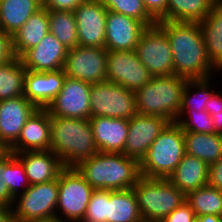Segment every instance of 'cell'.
Returning a JSON list of instances; mask_svg holds the SVG:
<instances>
[{
  "instance_id": "1",
  "label": "cell",
  "mask_w": 222,
  "mask_h": 222,
  "mask_svg": "<svg viewBox=\"0 0 222 222\" xmlns=\"http://www.w3.org/2000/svg\"><path fill=\"white\" fill-rule=\"evenodd\" d=\"M171 45L174 74L188 80L213 77L217 71L206 51L199 22L157 21Z\"/></svg>"
},
{
  "instance_id": "10",
  "label": "cell",
  "mask_w": 222,
  "mask_h": 222,
  "mask_svg": "<svg viewBox=\"0 0 222 222\" xmlns=\"http://www.w3.org/2000/svg\"><path fill=\"white\" fill-rule=\"evenodd\" d=\"M134 51L152 77L174 74L170 42L157 24L147 27L142 32Z\"/></svg>"
},
{
  "instance_id": "5",
  "label": "cell",
  "mask_w": 222,
  "mask_h": 222,
  "mask_svg": "<svg viewBox=\"0 0 222 222\" xmlns=\"http://www.w3.org/2000/svg\"><path fill=\"white\" fill-rule=\"evenodd\" d=\"M185 154L184 131L177 122H169L140 162V174L168 179Z\"/></svg>"
},
{
  "instance_id": "17",
  "label": "cell",
  "mask_w": 222,
  "mask_h": 222,
  "mask_svg": "<svg viewBox=\"0 0 222 222\" xmlns=\"http://www.w3.org/2000/svg\"><path fill=\"white\" fill-rule=\"evenodd\" d=\"M38 108L24 96L0 101V143L9 149Z\"/></svg>"
},
{
  "instance_id": "21",
  "label": "cell",
  "mask_w": 222,
  "mask_h": 222,
  "mask_svg": "<svg viewBox=\"0 0 222 222\" xmlns=\"http://www.w3.org/2000/svg\"><path fill=\"white\" fill-rule=\"evenodd\" d=\"M89 122L99 152H123L127 141L129 120L98 116L91 117Z\"/></svg>"
},
{
  "instance_id": "33",
  "label": "cell",
  "mask_w": 222,
  "mask_h": 222,
  "mask_svg": "<svg viewBox=\"0 0 222 222\" xmlns=\"http://www.w3.org/2000/svg\"><path fill=\"white\" fill-rule=\"evenodd\" d=\"M211 80V77L206 79L187 80L182 93L180 111L194 110L200 112L206 110L208 112V99L215 93V89L212 90L209 87L213 85V80Z\"/></svg>"
},
{
  "instance_id": "16",
  "label": "cell",
  "mask_w": 222,
  "mask_h": 222,
  "mask_svg": "<svg viewBox=\"0 0 222 222\" xmlns=\"http://www.w3.org/2000/svg\"><path fill=\"white\" fill-rule=\"evenodd\" d=\"M147 26L132 17L107 11L105 49L107 51L135 50Z\"/></svg>"
},
{
  "instance_id": "14",
  "label": "cell",
  "mask_w": 222,
  "mask_h": 222,
  "mask_svg": "<svg viewBox=\"0 0 222 222\" xmlns=\"http://www.w3.org/2000/svg\"><path fill=\"white\" fill-rule=\"evenodd\" d=\"M107 11L100 0H87L75 8L79 46L105 48Z\"/></svg>"
},
{
  "instance_id": "46",
  "label": "cell",
  "mask_w": 222,
  "mask_h": 222,
  "mask_svg": "<svg viewBox=\"0 0 222 222\" xmlns=\"http://www.w3.org/2000/svg\"><path fill=\"white\" fill-rule=\"evenodd\" d=\"M211 119L213 120V126L215 134L222 135V112L213 113Z\"/></svg>"
},
{
  "instance_id": "23",
  "label": "cell",
  "mask_w": 222,
  "mask_h": 222,
  "mask_svg": "<svg viewBox=\"0 0 222 222\" xmlns=\"http://www.w3.org/2000/svg\"><path fill=\"white\" fill-rule=\"evenodd\" d=\"M199 24L207 56L212 66L220 72L222 71V0H212L209 14Z\"/></svg>"
},
{
  "instance_id": "9",
  "label": "cell",
  "mask_w": 222,
  "mask_h": 222,
  "mask_svg": "<svg viewBox=\"0 0 222 222\" xmlns=\"http://www.w3.org/2000/svg\"><path fill=\"white\" fill-rule=\"evenodd\" d=\"M90 107L91 117L129 120L137 113L134 91L108 81L91 84Z\"/></svg>"
},
{
  "instance_id": "18",
  "label": "cell",
  "mask_w": 222,
  "mask_h": 222,
  "mask_svg": "<svg viewBox=\"0 0 222 222\" xmlns=\"http://www.w3.org/2000/svg\"><path fill=\"white\" fill-rule=\"evenodd\" d=\"M67 52L68 49L49 32L38 45L25 51L19 58L26 70L49 72L63 68Z\"/></svg>"
},
{
  "instance_id": "13",
  "label": "cell",
  "mask_w": 222,
  "mask_h": 222,
  "mask_svg": "<svg viewBox=\"0 0 222 222\" xmlns=\"http://www.w3.org/2000/svg\"><path fill=\"white\" fill-rule=\"evenodd\" d=\"M152 78L148 69L140 62L134 50L108 51L107 81L128 90L137 91Z\"/></svg>"
},
{
  "instance_id": "24",
  "label": "cell",
  "mask_w": 222,
  "mask_h": 222,
  "mask_svg": "<svg viewBox=\"0 0 222 222\" xmlns=\"http://www.w3.org/2000/svg\"><path fill=\"white\" fill-rule=\"evenodd\" d=\"M209 165L185 154L168 180L185 194L207 185Z\"/></svg>"
},
{
  "instance_id": "27",
  "label": "cell",
  "mask_w": 222,
  "mask_h": 222,
  "mask_svg": "<svg viewBox=\"0 0 222 222\" xmlns=\"http://www.w3.org/2000/svg\"><path fill=\"white\" fill-rule=\"evenodd\" d=\"M187 155L205 161L209 166L222 158V135L184 131Z\"/></svg>"
},
{
  "instance_id": "37",
  "label": "cell",
  "mask_w": 222,
  "mask_h": 222,
  "mask_svg": "<svg viewBox=\"0 0 222 222\" xmlns=\"http://www.w3.org/2000/svg\"><path fill=\"white\" fill-rule=\"evenodd\" d=\"M108 216V190L95 189L86 209L82 222H107Z\"/></svg>"
},
{
  "instance_id": "34",
  "label": "cell",
  "mask_w": 222,
  "mask_h": 222,
  "mask_svg": "<svg viewBox=\"0 0 222 222\" xmlns=\"http://www.w3.org/2000/svg\"><path fill=\"white\" fill-rule=\"evenodd\" d=\"M30 185L22 161L14 153L8 151L6 153V186L12 197L15 199Z\"/></svg>"
},
{
  "instance_id": "41",
  "label": "cell",
  "mask_w": 222,
  "mask_h": 222,
  "mask_svg": "<svg viewBox=\"0 0 222 222\" xmlns=\"http://www.w3.org/2000/svg\"><path fill=\"white\" fill-rule=\"evenodd\" d=\"M87 0H45L42 6L47 10L74 11L75 8Z\"/></svg>"
},
{
  "instance_id": "8",
  "label": "cell",
  "mask_w": 222,
  "mask_h": 222,
  "mask_svg": "<svg viewBox=\"0 0 222 222\" xmlns=\"http://www.w3.org/2000/svg\"><path fill=\"white\" fill-rule=\"evenodd\" d=\"M57 201L58 178L30 185L14 199L12 210L17 222H52L56 221Z\"/></svg>"
},
{
  "instance_id": "25",
  "label": "cell",
  "mask_w": 222,
  "mask_h": 222,
  "mask_svg": "<svg viewBox=\"0 0 222 222\" xmlns=\"http://www.w3.org/2000/svg\"><path fill=\"white\" fill-rule=\"evenodd\" d=\"M49 32L48 10L42 6L12 36L14 56L19 58L25 51L38 45Z\"/></svg>"
},
{
  "instance_id": "7",
  "label": "cell",
  "mask_w": 222,
  "mask_h": 222,
  "mask_svg": "<svg viewBox=\"0 0 222 222\" xmlns=\"http://www.w3.org/2000/svg\"><path fill=\"white\" fill-rule=\"evenodd\" d=\"M93 190L75 167H65L58 176L56 221L82 222Z\"/></svg>"
},
{
  "instance_id": "20",
  "label": "cell",
  "mask_w": 222,
  "mask_h": 222,
  "mask_svg": "<svg viewBox=\"0 0 222 222\" xmlns=\"http://www.w3.org/2000/svg\"><path fill=\"white\" fill-rule=\"evenodd\" d=\"M50 114L37 109L26 121L17 141L8 149L11 153L50 150Z\"/></svg>"
},
{
  "instance_id": "6",
  "label": "cell",
  "mask_w": 222,
  "mask_h": 222,
  "mask_svg": "<svg viewBox=\"0 0 222 222\" xmlns=\"http://www.w3.org/2000/svg\"><path fill=\"white\" fill-rule=\"evenodd\" d=\"M132 189L142 219L162 221L186 201V194L168 179L141 176Z\"/></svg>"
},
{
  "instance_id": "22",
  "label": "cell",
  "mask_w": 222,
  "mask_h": 222,
  "mask_svg": "<svg viewBox=\"0 0 222 222\" xmlns=\"http://www.w3.org/2000/svg\"><path fill=\"white\" fill-rule=\"evenodd\" d=\"M15 155L22 161L31 185L56 180L65 168L51 150L23 151Z\"/></svg>"
},
{
  "instance_id": "12",
  "label": "cell",
  "mask_w": 222,
  "mask_h": 222,
  "mask_svg": "<svg viewBox=\"0 0 222 222\" xmlns=\"http://www.w3.org/2000/svg\"><path fill=\"white\" fill-rule=\"evenodd\" d=\"M91 84L66 76L63 87L46 110L51 116L90 119Z\"/></svg>"
},
{
  "instance_id": "36",
  "label": "cell",
  "mask_w": 222,
  "mask_h": 222,
  "mask_svg": "<svg viewBox=\"0 0 222 222\" xmlns=\"http://www.w3.org/2000/svg\"><path fill=\"white\" fill-rule=\"evenodd\" d=\"M176 122L183 131L207 134L215 133L213 120L206 110L200 112L194 110L180 111Z\"/></svg>"
},
{
  "instance_id": "49",
  "label": "cell",
  "mask_w": 222,
  "mask_h": 222,
  "mask_svg": "<svg viewBox=\"0 0 222 222\" xmlns=\"http://www.w3.org/2000/svg\"><path fill=\"white\" fill-rule=\"evenodd\" d=\"M138 222H161V221H155V220H149V219H140Z\"/></svg>"
},
{
  "instance_id": "47",
  "label": "cell",
  "mask_w": 222,
  "mask_h": 222,
  "mask_svg": "<svg viewBox=\"0 0 222 222\" xmlns=\"http://www.w3.org/2000/svg\"><path fill=\"white\" fill-rule=\"evenodd\" d=\"M196 222H221V217L207 214L197 217Z\"/></svg>"
},
{
  "instance_id": "45",
  "label": "cell",
  "mask_w": 222,
  "mask_h": 222,
  "mask_svg": "<svg viewBox=\"0 0 222 222\" xmlns=\"http://www.w3.org/2000/svg\"><path fill=\"white\" fill-rule=\"evenodd\" d=\"M0 222H17L12 208L0 206Z\"/></svg>"
},
{
  "instance_id": "42",
  "label": "cell",
  "mask_w": 222,
  "mask_h": 222,
  "mask_svg": "<svg viewBox=\"0 0 222 222\" xmlns=\"http://www.w3.org/2000/svg\"><path fill=\"white\" fill-rule=\"evenodd\" d=\"M12 36L0 29V64L13 59Z\"/></svg>"
},
{
  "instance_id": "29",
  "label": "cell",
  "mask_w": 222,
  "mask_h": 222,
  "mask_svg": "<svg viewBox=\"0 0 222 222\" xmlns=\"http://www.w3.org/2000/svg\"><path fill=\"white\" fill-rule=\"evenodd\" d=\"M26 69L20 58L0 64V101L24 96Z\"/></svg>"
},
{
  "instance_id": "4",
  "label": "cell",
  "mask_w": 222,
  "mask_h": 222,
  "mask_svg": "<svg viewBox=\"0 0 222 222\" xmlns=\"http://www.w3.org/2000/svg\"><path fill=\"white\" fill-rule=\"evenodd\" d=\"M187 80L175 74L152 77L146 85L134 92L137 113L176 122Z\"/></svg>"
},
{
  "instance_id": "2",
  "label": "cell",
  "mask_w": 222,
  "mask_h": 222,
  "mask_svg": "<svg viewBox=\"0 0 222 222\" xmlns=\"http://www.w3.org/2000/svg\"><path fill=\"white\" fill-rule=\"evenodd\" d=\"M75 168L95 189H132L140 174V163L123 153L98 152Z\"/></svg>"
},
{
  "instance_id": "11",
  "label": "cell",
  "mask_w": 222,
  "mask_h": 222,
  "mask_svg": "<svg viewBox=\"0 0 222 222\" xmlns=\"http://www.w3.org/2000/svg\"><path fill=\"white\" fill-rule=\"evenodd\" d=\"M107 54L105 48L76 46L68 49L63 65L67 77L89 84L107 81Z\"/></svg>"
},
{
  "instance_id": "39",
  "label": "cell",
  "mask_w": 222,
  "mask_h": 222,
  "mask_svg": "<svg viewBox=\"0 0 222 222\" xmlns=\"http://www.w3.org/2000/svg\"><path fill=\"white\" fill-rule=\"evenodd\" d=\"M14 198L6 186V154L0 158V206L12 208Z\"/></svg>"
},
{
  "instance_id": "35",
  "label": "cell",
  "mask_w": 222,
  "mask_h": 222,
  "mask_svg": "<svg viewBox=\"0 0 222 222\" xmlns=\"http://www.w3.org/2000/svg\"><path fill=\"white\" fill-rule=\"evenodd\" d=\"M108 10L142 21L147 27L157 21L146 10L143 0H100Z\"/></svg>"
},
{
  "instance_id": "30",
  "label": "cell",
  "mask_w": 222,
  "mask_h": 222,
  "mask_svg": "<svg viewBox=\"0 0 222 222\" xmlns=\"http://www.w3.org/2000/svg\"><path fill=\"white\" fill-rule=\"evenodd\" d=\"M212 0H167V21L201 22L210 12Z\"/></svg>"
},
{
  "instance_id": "43",
  "label": "cell",
  "mask_w": 222,
  "mask_h": 222,
  "mask_svg": "<svg viewBox=\"0 0 222 222\" xmlns=\"http://www.w3.org/2000/svg\"><path fill=\"white\" fill-rule=\"evenodd\" d=\"M207 184L222 191V158L209 166Z\"/></svg>"
},
{
  "instance_id": "40",
  "label": "cell",
  "mask_w": 222,
  "mask_h": 222,
  "mask_svg": "<svg viewBox=\"0 0 222 222\" xmlns=\"http://www.w3.org/2000/svg\"><path fill=\"white\" fill-rule=\"evenodd\" d=\"M143 3L156 21H167V0H143Z\"/></svg>"
},
{
  "instance_id": "26",
  "label": "cell",
  "mask_w": 222,
  "mask_h": 222,
  "mask_svg": "<svg viewBox=\"0 0 222 222\" xmlns=\"http://www.w3.org/2000/svg\"><path fill=\"white\" fill-rule=\"evenodd\" d=\"M41 7L38 0H0V29L13 36Z\"/></svg>"
},
{
  "instance_id": "38",
  "label": "cell",
  "mask_w": 222,
  "mask_h": 222,
  "mask_svg": "<svg viewBox=\"0 0 222 222\" xmlns=\"http://www.w3.org/2000/svg\"><path fill=\"white\" fill-rule=\"evenodd\" d=\"M197 216L185 201L181 206H178L161 222H196Z\"/></svg>"
},
{
  "instance_id": "28",
  "label": "cell",
  "mask_w": 222,
  "mask_h": 222,
  "mask_svg": "<svg viewBox=\"0 0 222 222\" xmlns=\"http://www.w3.org/2000/svg\"><path fill=\"white\" fill-rule=\"evenodd\" d=\"M142 219L133 189L108 190L107 222H138Z\"/></svg>"
},
{
  "instance_id": "31",
  "label": "cell",
  "mask_w": 222,
  "mask_h": 222,
  "mask_svg": "<svg viewBox=\"0 0 222 222\" xmlns=\"http://www.w3.org/2000/svg\"><path fill=\"white\" fill-rule=\"evenodd\" d=\"M186 202L197 217L222 214V191L208 184L187 193Z\"/></svg>"
},
{
  "instance_id": "48",
  "label": "cell",
  "mask_w": 222,
  "mask_h": 222,
  "mask_svg": "<svg viewBox=\"0 0 222 222\" xmlns=\"http://www.w3.org/2000/svg\"><path fill=\"white\" fill-rule=\"evenodd\" d=\"M7 152H8V149H6V148L0 143V158H2Z\"/></svg>"
},
{
  "instance_id": "44",
  "label": "cell",
  "mask_w": 222,
  "mask_h": 222,
  "mask_svg": "<svg viewBox=\"0 0 222 222\" xmlns=\"http://www.w3.org/2000/svg\"><path fill=\"white\" fill-rule=\"evenodd\" d=\"M222 93L219 91L213 94L211 98L208 99V113L212 115L213 113L222 112Z\"/></svg>"
},
{
  "instance_id": "3",
  "label": "cell",
  "mask_w": 222,
  "mask_h": 222,
  "mask_svg": "<svg viewBox=\"0 0 222 222\" xmlns=\"http://www.w3.org/2000/svg\"><path fill=\"white\" fill-rule=\"evenodd\" d=\"M50 150L64 167H75L99 151L89 119L62 118L50 115Z\"/></svg>"
},
{
  "instance_id": "32",
  "label": "cell",
  "mask_w": 222,
  "mask_h": 222,
  "mask_svg": "<svg viewBox=\"0 0 222 222\" xmlns=\"http://www.w3.org/2000/svg\"><path fill=\"white\" fill-rule=\"evenodd\" d=\"M49 31L67 49L78 46L76 19L73 11L48 10Z\"/></svg>"
},
{
  "instance_id": "15",
  "label": "cell",
  "mask_w": 222,
  "mask_h": 222,
  "mask_svg": "<svg viewBox=\"0 0 222 222\" xmlns=\"http://www.w3.org/2000/svg\"><path fill=\"white\" fill-rule=\"evenodd\" d=\"M168 123L163 117L136 113L129 119L127 141L122 153L140 163Z\"/></svg>"
},
{
  "instance_id": "19",
  "label": "cell",
  "mask_w": 222,
  "mask_h": 222,
  "mask_svg": "<svg viewBox=\"0 0 222 222\" xmlns=\"http://www.w3.org/2000/svg\"><path fill=\"white\" fill-rule=\"evenodd\" d=\"M63 69L49 72L26 70L24 97L38 109H46L63 87Z\"/></svg>"
}]
</instances>
